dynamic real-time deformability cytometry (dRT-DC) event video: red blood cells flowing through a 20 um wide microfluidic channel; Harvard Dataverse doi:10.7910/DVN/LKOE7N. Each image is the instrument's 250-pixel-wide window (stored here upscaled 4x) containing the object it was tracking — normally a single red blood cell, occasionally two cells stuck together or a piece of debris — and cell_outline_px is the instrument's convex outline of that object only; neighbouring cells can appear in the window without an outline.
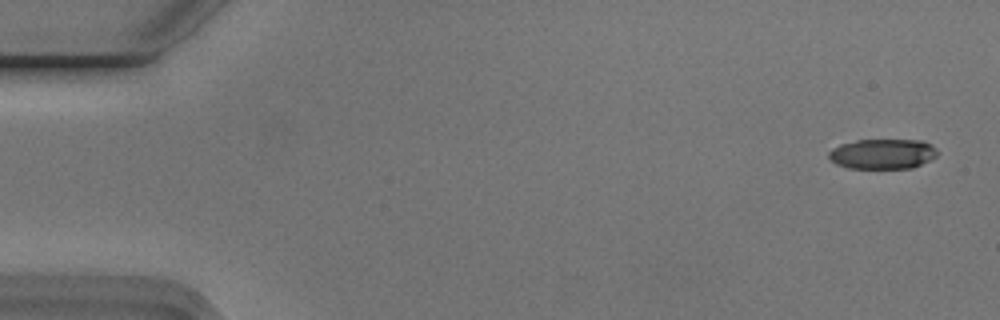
{"species": "Egyptian fruit bat (a non-hibernating species)", "species_latin": "Rousettus aegyptiacus", "temperature_condition": "cold", "stored_images_in_passage": 5, "camera_frame_rate_fps": 3000, "um_per_image_px": 0.085, "animal": {"sex": "male"}, "frame": {"image": 1, "passage_image": 1, "time_ms": 0.0, "image_size_px": [1000, 320], "cell_outline_px": [[940, 152], [936, 156], [912, 168], [848, 168], [836, 164], [828, 156], [828, 152], [832, 148], [840, 144], [856, 140], [924, 140], [932, 144]], "centroid_in_image_um": [75.03, 13.07], "position_along_channel_um": 10.0, "area_um2": 19.13}}
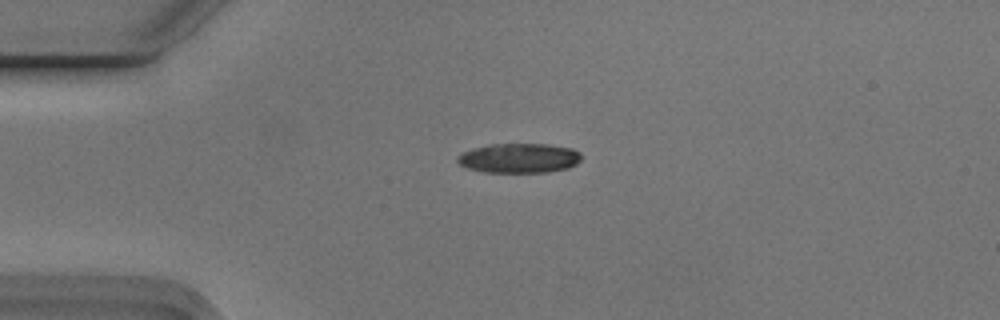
{"frame": {"image": 2, "passage_image": 4, "time_ms": 1.0, "image_size_px": [1000, 320], "cell_outline_px": [[580, 160], [576, 164], [568, 168], [548, 172], [484, 172], [468, 168], [460, 164], [456, 160], [456, 156], [460, 152], [472, 148], [488, 144], [548, 144], [572, 148], [580, 152]], "centroid_in_image_um": [44.09, 13.43], "position_along_channel_um": 40.9, "area_um2": 21.56}}